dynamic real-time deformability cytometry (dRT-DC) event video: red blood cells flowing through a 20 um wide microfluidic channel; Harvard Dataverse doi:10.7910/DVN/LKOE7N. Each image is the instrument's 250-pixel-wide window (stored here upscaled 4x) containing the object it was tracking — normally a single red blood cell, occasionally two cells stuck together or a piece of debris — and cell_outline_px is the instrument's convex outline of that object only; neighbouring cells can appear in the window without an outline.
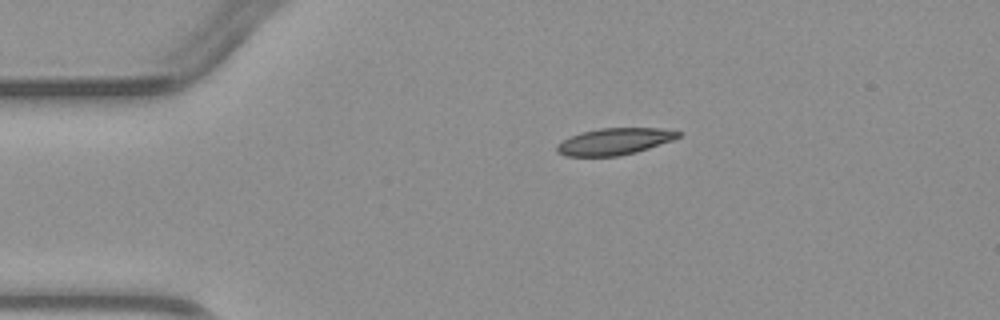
{"species": "common noctule bat (a hibernating species)", "species_latin": "Nyctalus noctula", "temperature_condition": "warm", "stored_images_in_passage": 2, "camera_frame_rate_fps": 3000, "um_per_image_px": 0.085, "animal": {"sex": "male", "body_mass_g": 23.1, "forearm_length_mm": 52.7}, "frame": {"image": 1, "passage_image": 1, "time_ms": 0.0, "image_size_px": [1000, 320], "cell_outline_px": [[684, 132], [680, 136], [672, 140], [636, 152], [620, 156], [564, 156], [556, 152], [556, 144], [580, 132], [600, 128], [660, 128]], "centroid_in_image_um": [52.22, 12.02], "position_along_channel_um": 32.8, "area_um2": 18.9}}